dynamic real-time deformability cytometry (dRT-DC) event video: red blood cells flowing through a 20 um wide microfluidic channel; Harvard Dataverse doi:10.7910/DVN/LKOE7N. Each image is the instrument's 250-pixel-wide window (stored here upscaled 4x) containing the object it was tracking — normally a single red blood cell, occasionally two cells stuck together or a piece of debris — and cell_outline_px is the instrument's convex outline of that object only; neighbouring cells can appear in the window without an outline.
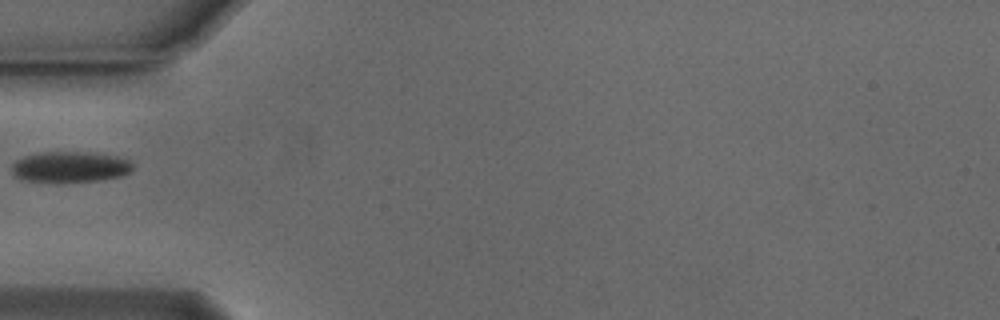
{"species": "Egyptian fruit bat (a non-hibernating species)", "species_latin": "Rousettus aegyptiacus", "temperature_condition": "cold", "stored_images_in_passage": 37, "camera_frame_rate_fps": 3000, "um_per_image_px": 0.085, "animal": {"sex": "male"}, "frame": {"image": 1, "passage_image": 1, "time_ms": 0.0, "image_size_px": [1000, 320], "cell_outline_px": [[132, 168], [128, 172], [120, 176], [100, 180], [56, 184], [20, 180], [12, 172], [12, 164], [16, 160], [24, 156], [44, 152], [84, 152], [116, 156], [128, 160], [132, 164]], "centroid_in_image_um": [5.89, 14.22], "position_along_channel_um": 79.1, "area_um2": 22.08}}
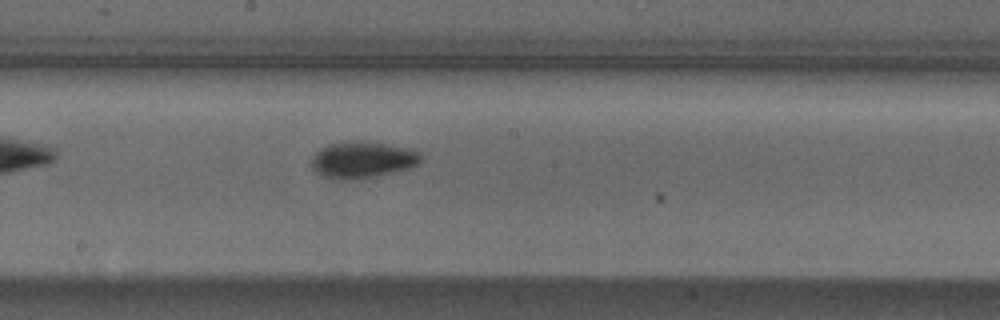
{"frame": {"image": 2, "passage_image": 12, "time_ms": 3.667, "image_size_px": [1000, 320], "cell_outline_px": [[420, 160], [416, 164], [408, 168], [372, 176], [348, 180], [336, 180], [320, 176], [312, 168], [312, 156], [320, 148], [328, 144], [348, 140], [352, 140], [384, 144], [412, 148], [420, 156]], "centroid_in_image_um": [30.71, 13.57], "position_along_channel_um": 217.5, "area_um2": 23.06}}
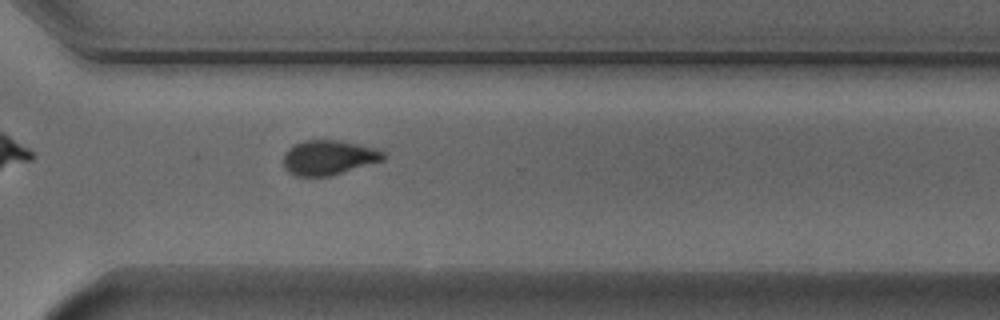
{"frame": {"image": 3, "passage_image": 22, "time_ms": 7.0, "image_size_px": [1000, 320], "cell_outline_px": [[384, 160], [328, 176], [296, 176], [288, 172], [284, 168], [284, 156], [288, 148], [292, 144], [304, 140], [340, 140], [372, 148], [384, 152]], "centroid_in_image_um": [27.88, 13.39], "position_along_channel_um": 342.7, "area_um2": 20.0}}